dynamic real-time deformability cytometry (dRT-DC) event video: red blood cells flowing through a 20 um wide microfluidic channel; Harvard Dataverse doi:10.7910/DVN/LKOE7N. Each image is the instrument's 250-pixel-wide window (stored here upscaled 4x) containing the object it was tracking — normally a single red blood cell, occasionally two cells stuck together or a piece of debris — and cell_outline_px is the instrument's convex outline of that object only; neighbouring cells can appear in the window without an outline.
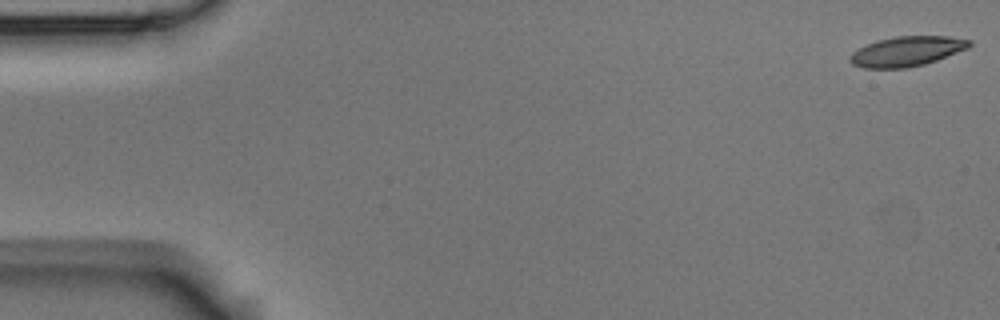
{"species": "Egyptian fruit bat (a non-hibernating species)", "species_latin": "Rousettus aegyptiacus", "temperature_condition": "room temperature", "stored_images_in_passage": 6, "camera_frame_rate_fps": 3000, "um_per_image_px": 0.085, "animal": {"sex": "male"}, "frame": {"image": 1, "passage_image": 1, "time_ms": 0.0, "image_size_px": [1000, 320], "cell_outline_px": [[972, 44], [968, 48], [936, 60], [924, 64], [908, 68], [864, 68], [852, 64], [848, 60], [848, 56], [852, 52], [876, 40], [896, 36], [948, 36], [972, 40]], "centroid_in_image_um": [77.06, 4.36], "position_along_channel_um": 7.9, "area_um2": 20.81}}
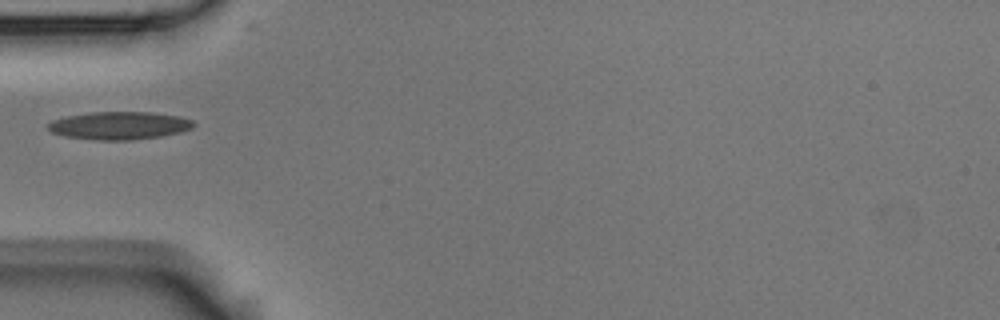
{"frame": {"image": 2, "passage_image": 5, "time_ms": 1.333, "image_size_px": [1000, 320], "cell_outline_px": [[196, 124], [192, 128], [180, 132], [160, 136], [132, 140], [96, 140], [64, 136], [52, 132], [48, 128], [48, 124], [52, 120], [64, 116], [88, 112], [152, 112], [180, 116], [192, 120]], "centroid_in_image_um": [10.14, 10.66], "position_along_channel_um": 74.9, "area_um2": 23.76}}
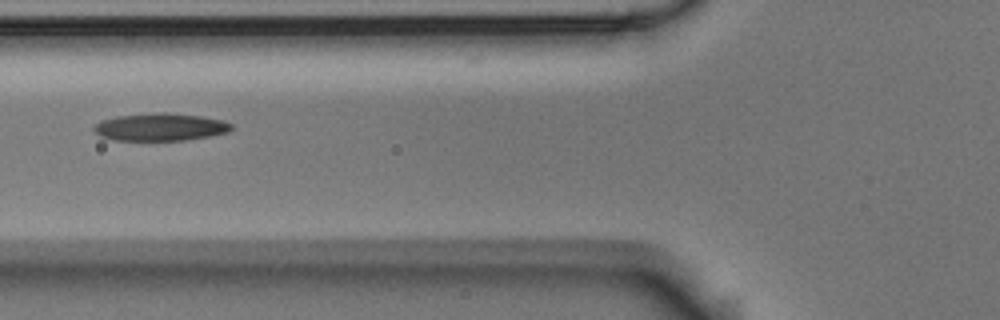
{"frame": {"image": 3, "passage_image": 6, "time_ms": 1.667, "image_size_px": [1000, 320], "cell_outline_px": [[232, 128], [228, 132], [208, 136], [184, 140], [112, 140], [100, 136], [92, 132], [92, 128], [96, 124], [104, 120], [116, 116], [156, 112], [168, 112], [200, 116], [224, 120], [232, 124]], "centroid_in_image_um": [13.6, 10.79], "position_along_channel_um": 112.2, "area_um2": 22.14}}